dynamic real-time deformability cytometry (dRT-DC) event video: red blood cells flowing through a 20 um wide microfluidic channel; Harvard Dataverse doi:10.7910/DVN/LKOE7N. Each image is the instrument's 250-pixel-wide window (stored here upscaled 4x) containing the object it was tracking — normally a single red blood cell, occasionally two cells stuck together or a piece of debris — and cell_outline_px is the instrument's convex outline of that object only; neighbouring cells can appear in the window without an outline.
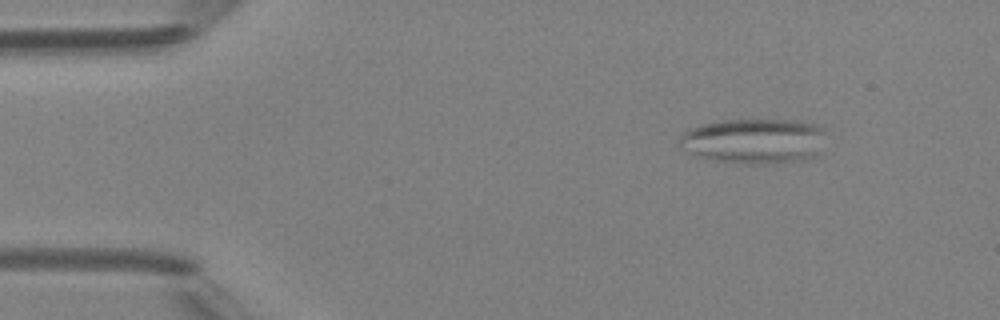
{"species": "Egyptian fruit bat (a non-hibernating species)", "species_latin": "Rousettus aegyptiacus", "temperature_condition": "room temperature", "stored_images_in_passage": 4, "camera_frame_rate_fps": 3000, "um_per_image_px": 0.085, "animal": {"sex": "female"}, "frame": {"image": 1, "passage_image": 2, "time_ms": 1.0, "image_size_px": [1000, 320], "cell_outline_px": [[828, 132], [820, 156], [808, 160], [764, 164], [744, 164], [708, 160], [696, 156], [688, 152], [680, 144], [680, 136], [688, 128], [700, 124], [724, 120], [804, 120], [816, 124], [824, 128]], "centroid_in_image_um": [64.2, 11.99], "position_along_channel_um": 20.8, "area_um2": 39.82}}